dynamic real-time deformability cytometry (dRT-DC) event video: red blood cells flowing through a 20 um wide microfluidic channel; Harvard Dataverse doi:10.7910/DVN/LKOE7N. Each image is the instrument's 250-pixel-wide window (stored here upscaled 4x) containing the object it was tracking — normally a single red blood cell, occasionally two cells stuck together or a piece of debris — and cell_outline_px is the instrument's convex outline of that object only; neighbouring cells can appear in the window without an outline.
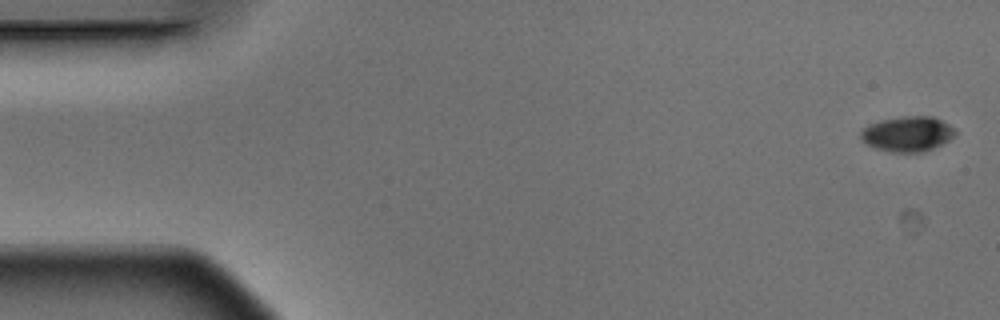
{"species": "Egyptian fruit bat (a non-hibernating species)", "species_latin": "Rousettus aegyptiacus", "temperature_condition": "warm", "stored_images_in_passage": 5, "camera_frame_rate_fps": 3000, "um_per_image_px": 0.085, "animal": {"sex": "male"}, "frame": {"image": 1, "passage_image": 5, "time_ms": 1.333, "image_size_px": [1000, 320], "cell_outline_px": [[956, 136], [924, 152], [892, 152], [876, 148], [860, 140], [860, 132], [868, 124], [880, 120], [900, 116], [932, 116], [948, 124], [956, 132]], "centroid_in_image_um": [77.11, 11.37], "position_along_channel_um": 7.9, "area_um2": 19.31}}